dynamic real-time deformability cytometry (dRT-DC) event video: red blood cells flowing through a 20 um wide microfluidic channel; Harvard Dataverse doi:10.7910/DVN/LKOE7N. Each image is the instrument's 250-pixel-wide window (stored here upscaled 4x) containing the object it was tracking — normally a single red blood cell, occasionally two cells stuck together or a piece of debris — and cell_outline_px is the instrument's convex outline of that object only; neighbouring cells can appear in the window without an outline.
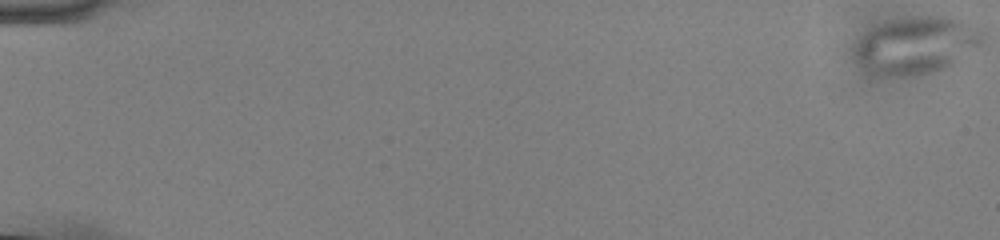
{"species": "common noctule bat (a hibernating species)", "species_latin": "Nyctalus noctula", "temperature_condition": "cold", "stored_images_in_passage": 58, "camera_frame_rate_fps": 3000, "um_per_image_px": 0.085, "animal": {"sex": "male", "body_mass_g": 13.0, "forearm_length_mm": 53.1}, "frame": {"image": 1, "passage_image": 1, "time_ms": 0.0, "image_size_px": [1000, 240], "cell_outline_px": [[984, 44], [948, 64], [940, 68], [900, 76], [884, 76], [876, 72], [856, 60], [856, 44], [868, 32], [888, 20], [908, 16], [944, 16], [980, 28], [984, 32]], "centroid_in_image_um": [77.92, 3.79], "position_along_channel_um": 7.1, "area_um2": 40.86}}
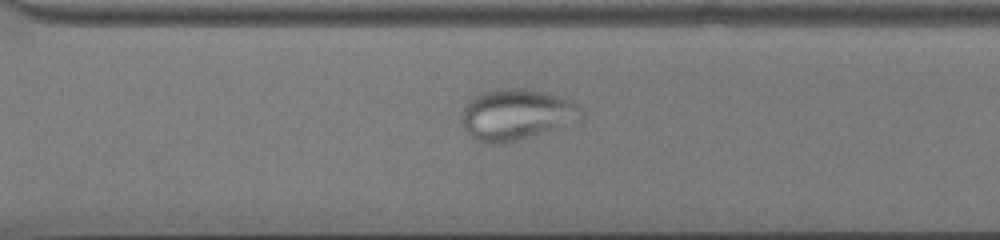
{"frame": {"image": 2, "passage_image": 42, "time_ms": 13.667, "image_size_px": [1000, 240], "cell_outline_px": [[584, 112], [580, 120], [504, 144], [488, 144], [476, 140], [464, 128], [460, 120], [464, 104], [472, 96], [484, 92], [500, 88], [520, 88], [540, 92], [572, 100], [580, 104]], "centroid_in_image_um": [43.85, 9.73], "position_along_channel_um": 326.7, "area_um2": 35.49}}
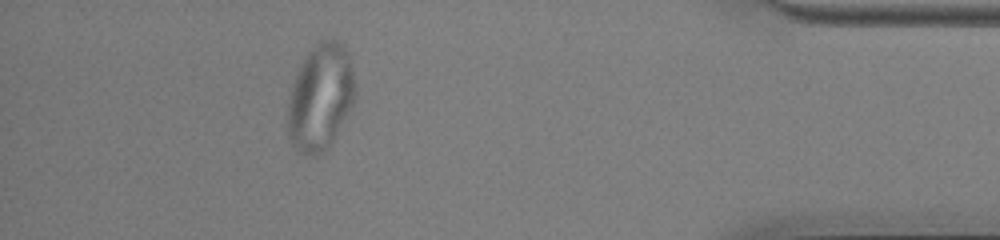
{"frame": {"image": 3, "passage_image": 52, "time_ms": 17.0, "image_size_px": [1000, 240], "cell_outline_px": [[356, 92], [352, 104], [332, 140], [316, 156], [308, 156], [300, 152], [288, 136], [288, 100], [292, 84], [300, 64], [308, 52], [320, 40], [336, 40], [344, 44], [348, 52], [356, 88]], "centroid_in_image_um": [27.23, 8.22], "position_along_channel_um": 408.0, "area_um2": 41.21}}